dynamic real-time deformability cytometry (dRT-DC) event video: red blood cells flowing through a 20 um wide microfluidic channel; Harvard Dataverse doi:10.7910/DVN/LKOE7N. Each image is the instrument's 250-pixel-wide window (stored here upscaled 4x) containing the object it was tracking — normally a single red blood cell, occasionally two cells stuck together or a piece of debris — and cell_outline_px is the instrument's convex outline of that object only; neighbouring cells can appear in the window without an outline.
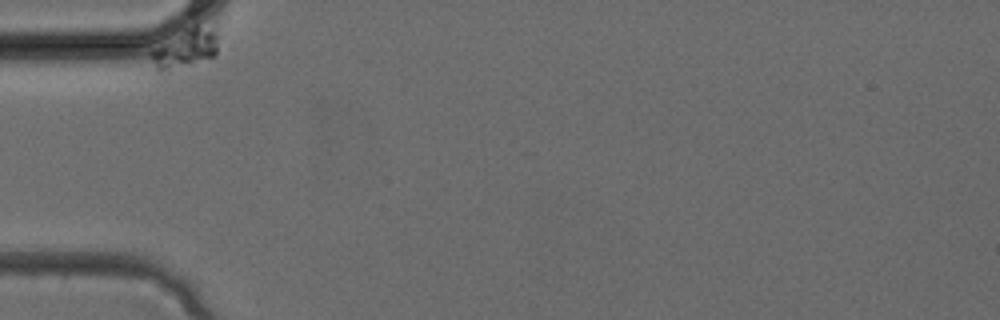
{"species": "common noctule bat (a hibernating species)", "species_latin": "Nyctalus noctula", "temperature_condition": "cold", "stored_images_in_passage": 42, "camera_frame_rate_fps": 3000, "um_per_image_px": 0.085, "animal": {"sex": "female", "body_mass_g": 24.6, "forearm_length_mm": 56.2}, "frame": {"image": 1, "passage_image": 1, "time_ms": 0.0, "image_size_px": [1000, 320], "cell_outline_px": [[220, 36], [216, 56], [212, 60], [160, 72], [156, 72], [148, 56], [148, 52], [188, 28], [196, 24], [216, 32]], "centroid_in_image_um": [15.78, 4.18], "position_along_channel_um": 69.2, "area_um2": 15.49}}
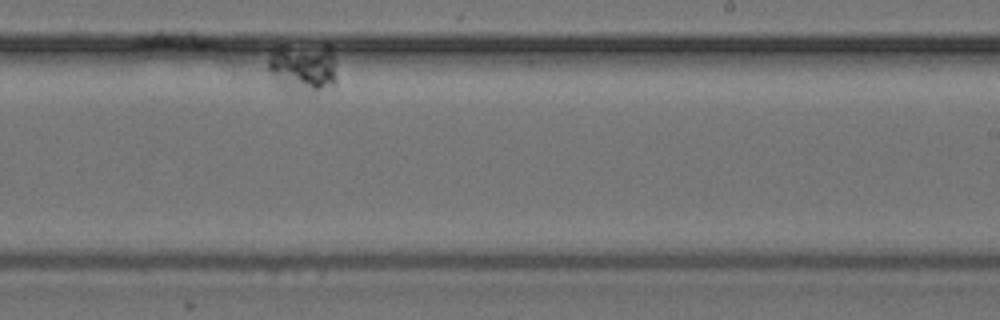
{"frame": {"image": 2, "passage_image": 24, "time_ms": 7.667, "image_size_px": [1000, 320], "cell_outline_px": [[336, 84], [332, 88], [316, 92], [284, 92], [272, 80], [268, 68], [268, 60], [272, 48], [276, 44], [328, 44], [332, 52], [336, 76]], "centroid_in_image_um": [25.7, 5.74], "position_along_channel_um": 263.3, "area_um2": 21.1}}
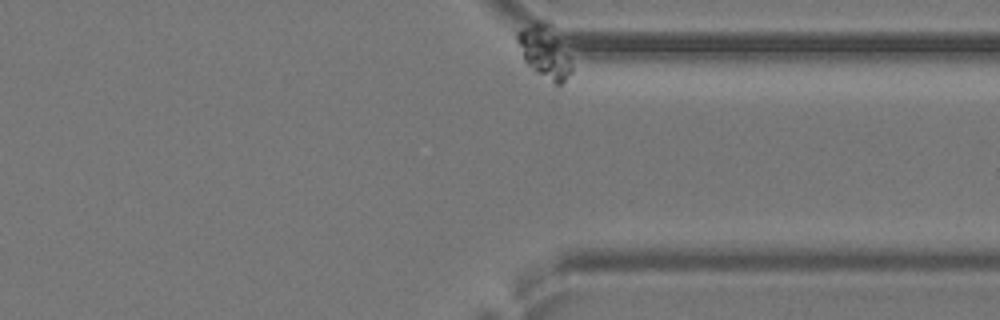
{"frame": {"image": 3, "passage_image": 42, "time_ms": 13.667, "image_size_px": [1000, 320], "cell_outline_px": [[572, 72], [560, 84], [556, 84], [536, 72], [524, 64], [516, 40], [516, 32], [536, 20], [556, 40], [572, 60]], "centroid_in_image_um": [46.2, 4.52], "position_along_channel_um": 365.2, "area_um2": 15.49}}